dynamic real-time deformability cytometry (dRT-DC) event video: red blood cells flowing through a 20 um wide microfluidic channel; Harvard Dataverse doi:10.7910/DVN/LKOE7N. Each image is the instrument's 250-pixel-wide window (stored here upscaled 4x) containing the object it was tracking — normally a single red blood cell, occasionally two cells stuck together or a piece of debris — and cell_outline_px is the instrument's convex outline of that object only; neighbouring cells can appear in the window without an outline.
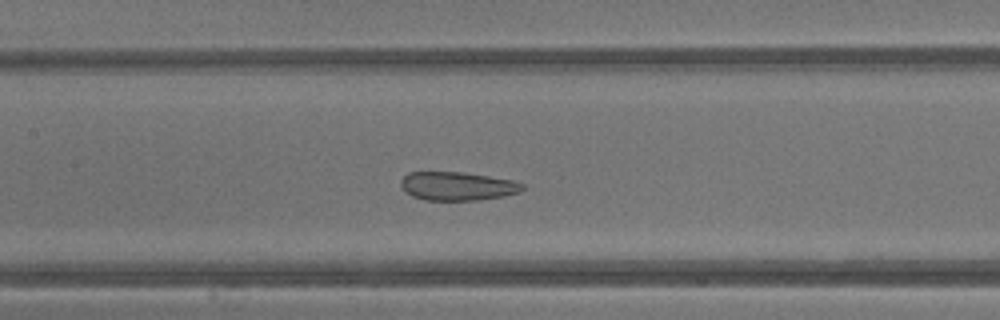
{"species": "common noctule bat (a hibernating species)", "species_latin": "Nyctalus noctula", "temperature_condition": "warm", "stored_images_in_passage": 35, "camera_frame_rate_fps": 3000, "um_per_image_px": 0.085, "animal": {"sex": "male", "body_mass_g": 13.3}, "frame": {"image": 1, "passage_image": 12, "time_ms": 3.667, "image_size_px": [1000, 320], "cell_outline_px": [[524, 188], [520, 192], [504, 196], [476, 200], [424, 200], [412, 196], [400, 184], [400, 180], [408, 172], [460, 172], [488, 176], [512, 180], [524, 184]], "centroid_in_image_um": [38.88, 15.82], "position_along_channel_um": 168.5, "area_um2": 20.11}}
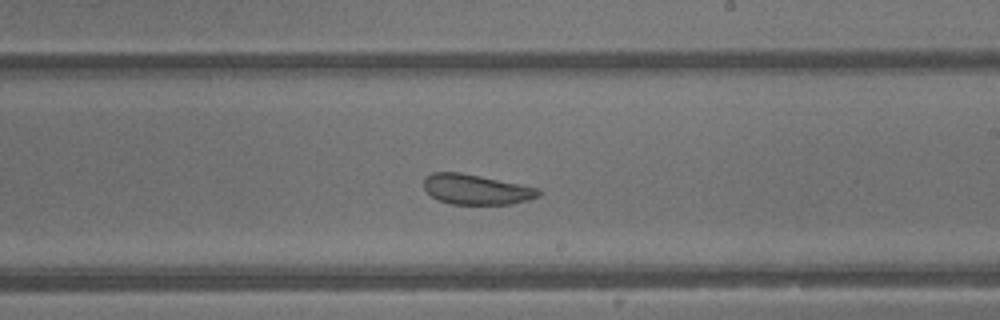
{"frame": {"image": 2, "passage_image": 17, "time_ms": 5.333, "image_size_px": [1000, 320], "cell_outline_px": [[544, 192], [540, 196], [528, 200], [512, 204], [452, 204], [440, 200], [432, 196], [424, 188], [424, 176], [432, 172], [460, 172], [540, 188]], "centroid_in_image_um": [40.52, 16.1], "position_along_channel_um": 248.5, "area_um2": 20.23}}
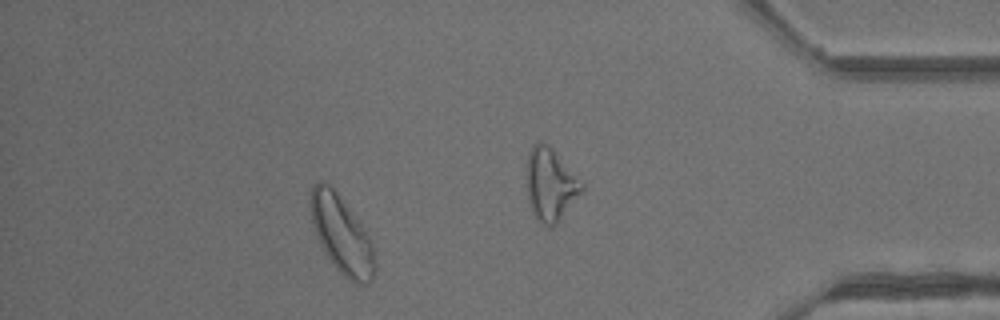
{"frame": {"image": 3, "passage_image": 30, "time_ms": 9.667, "image_size_px": [1000, 320], "cell_outline_px": [[376, 268], [372, 280], [368, 284], [356, 284], [348, 280], [332, 264], [320, 244], [316, 236], [312, 220], [312, 188], [316, 180], [324, 180], [336, 192], [360, 224], [368, 236], [372, 244], [376, 264]], "centroid_in_image_um": [29.06, 20.02], "position_along_channel_um": 406.1, "area_um2": 28.5}, "authors_computed_cell_mechanics": {"area_um2": 24.0448, "velocity_mm_per_s": 4.8216, "shape_relaxation_time_tau1_ms": null, "shape_relaxation_time_tau2_ms": 1.4221, "deformation_change_tau1": null, "deformation_change_tau2": 0.0757}}